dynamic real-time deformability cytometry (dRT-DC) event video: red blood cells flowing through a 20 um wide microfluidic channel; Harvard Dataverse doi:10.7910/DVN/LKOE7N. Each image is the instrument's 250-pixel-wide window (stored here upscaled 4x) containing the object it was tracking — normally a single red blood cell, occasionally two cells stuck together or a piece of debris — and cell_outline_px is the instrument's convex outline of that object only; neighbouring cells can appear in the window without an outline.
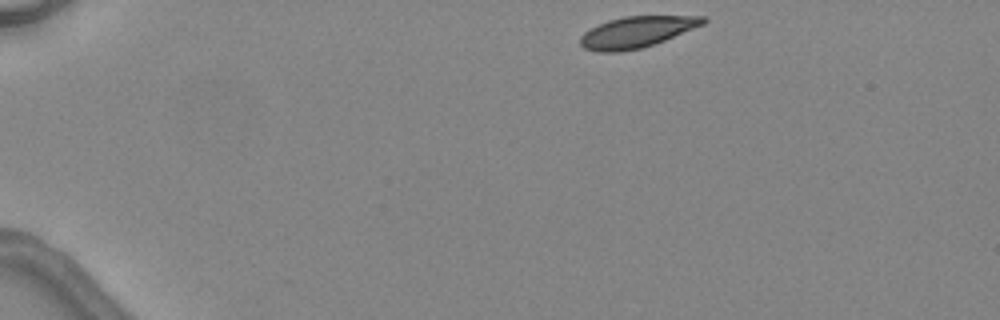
{"species": "common noctule bat (a hibernating species)", "species_latin": "Nyctalus noctula", "temperature_condition": "warm", "stored_images_in_passage": 2, "camera_frame_rate_fps": 3000, "um_per_image_px": 0.085, "animal": {"sex": "female", "body_mass_g": 24.6, "forearm_length_mm": 56.2}, "frame": {"image": 1, "passage_image": 1, "time_ms": 0.0, "image_size_px": [1000, 320], "cell_outline_px": [[708, 20], [704, 24], [664, 40], [640, 48], [620, 52], [596, 52], [584, 48], [580, 44], [580, 36], [584, 32], [608, 20], [624, 16], [704, 16]], "centroid_in_image_um": [54.1, 2.72], "position_along_channel_um": 30.9, "area_um2": 22.08}}